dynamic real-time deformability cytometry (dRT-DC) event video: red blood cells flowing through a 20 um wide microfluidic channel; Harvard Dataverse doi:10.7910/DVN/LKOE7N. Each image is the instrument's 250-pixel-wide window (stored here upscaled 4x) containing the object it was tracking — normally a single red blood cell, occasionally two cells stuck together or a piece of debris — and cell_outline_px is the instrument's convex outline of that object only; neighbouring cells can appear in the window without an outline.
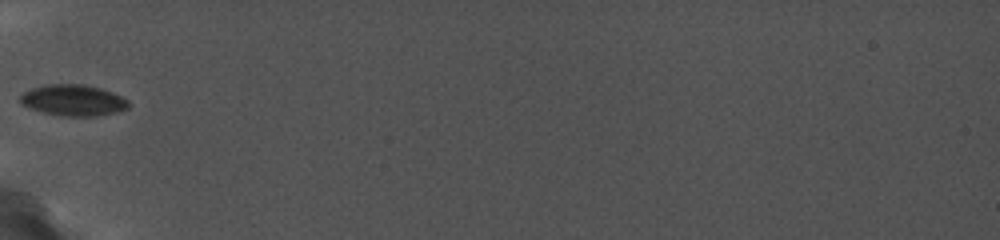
{"species": "common noctule bat (a hibernating species)", "species_latin": "Nyctalus noctula", "temperature_condition": "cold", "stored_images_in_passage": 25, "camera_frame_rate_fps": 5000, "um_per_image_px": 0.085, "animal": {"sex": "female", "body_mass_g": 19.0, "forearm_length_mm": 56.7}, "frame": {"image": 1, "passage_image": 1, "time_ms": 0.0, "image_size_px": [1000, 240], "cell_outline_px": [[128, 108], [116, 112], [96, 116], [64, 116], [44, 112], [20, 104], [20, 96], [24, 92], [32, 88], [48, 84], [80, 84], [100, 88], [120, 96], [128, 100]], "centroid_in_image_um": [6.21, 8.52], "position_along_channel_um": 78.8, "area_um2": 19.36}, "authors_computed_cell_mechanics": {"area_um2": 19.8254, "velocity_mm_per_s": 3.753, "shape_relaxation_time_tau1_ms": null, "shape_relaxation_time_tau2_ms": 1.2526, "deformation_change_tau1": null, "deformation_change_tau2": 0.0421}}